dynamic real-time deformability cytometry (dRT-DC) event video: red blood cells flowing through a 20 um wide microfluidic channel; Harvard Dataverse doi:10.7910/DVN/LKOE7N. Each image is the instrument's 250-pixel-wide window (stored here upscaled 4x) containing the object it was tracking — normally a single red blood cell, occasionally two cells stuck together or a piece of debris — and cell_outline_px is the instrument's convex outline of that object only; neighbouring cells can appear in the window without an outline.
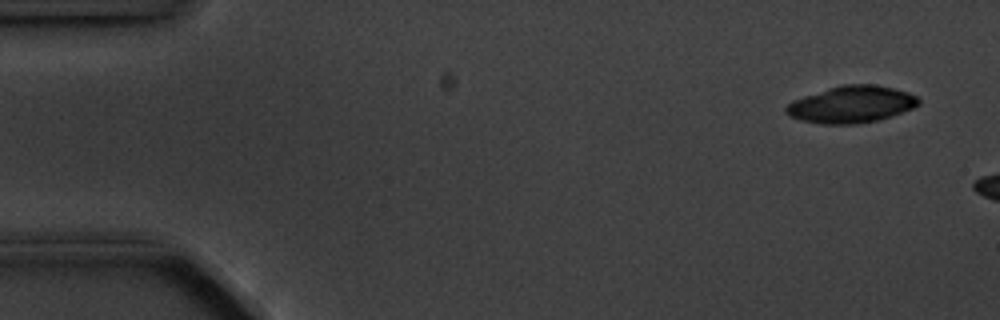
{"species": "common noctule bat (a hibernating species)", "species_latin": "Nyctalus noctula", "temperature_condition": "cold", "stored_images_in_passage": 3, "camera_frame_rate_fps": 3000, "um_per_image_px": 0.085, "animal": {"sex": "male", "body_mass_g": 20.1, "forearm_length_mm": 53.5}, "frame": {"image": 1, "passage_image": 1, "time_ms": 0.0, "image_size_px": [1000, 320], "cell_outline_px": [[920, 104], [912, 108], [892, 116], [876, 120], [852, 124], [820, 124], [800, 120], [788, 116], [784, 112], [784, 108], [792, 100], [828, 88], [844, 84], [872, 84], [892, 88], [908, 92], [916, 96], [920, 100]], "centroid_in_image_um": [72.33, 8.88], "position_along_channel_um": 12.7, "area_um2": 28.44}}